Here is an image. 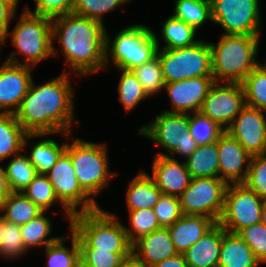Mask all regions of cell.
<instances>
[{"label":"cell","mask_w":266,"mask_h":267,"mask_svg":"<svg viewBox=\"0 0 266 267\" xmlns=\"http://www.w3.org/2000/svg\"><path fill=\"white\" fill-rule=\"evenodd\" d=\"M64 72L43 85L30 83L26 96L14 113L28 134H63L69 139L73 125V88Z\"/></svg>","instance_id":"1"},{"label":"cell","mask_w":266,"mask_h":267,"mask_svg":"<svg viewBox=\"0 0 266 267\" xmlns=\"http://www.w3.org/2000/svg\"><path fill=\"white\" fill-rule=\"evenodd\" d=\"M75 13L52 18V40L60 42L66 61L80 76L105 66L106 27Z\"/></svg>","instance_id":"2"},{"label":"cell","mask_w":266,"mask_h":267,"mask_svg":"<svg viewBox=\"0 0 266 267\" xmlns=\"http://www.w3.org/2000/svg\"><path fill=\"white\" fill-rule=\"evenodd\" d=\"M259 35H225L211 47L212 76L215 82L239 83L259 65Z\"/></svg>","instance_id":"3"},{"label":"cell","mask_w":266,"mask_h":267,"mask_svg":"<svg viewBox=\"0 0 266 267\" xmlns=\"http://www.w3.org/2000/svg\"><path fill=\"white\" fill-rule=\"evenodd\" d=\"M70 229L77 236L79 248H98L116 253H132V244L119 220L101 208L73 215Z\"/></svg>","instance_id":"4"},{"label":"cell","mask_w":266,"mask_h":267,"mask_svg":"<svg viewBox=\"0 0 266 267\" xmlns=\"http://www.w3.org/2000/svg\"><path fill=\"white\" fill-rule=\"evenodd\" d=\"M16 25L12 32L7 31L4 35V44L10 33L12 44L18 49L6 62L34 67L40 61L57 55L52 43V18L31 13L26 7ZM18 54H24L25 62H19Z\"/></svg>","instance_id":"5"},{"label":"cell","mask_w":266,"mask_h":267,"mask_svg":"<svg viewBox=\"0 0 266 267\" xmlns=\"http://www.w3.org/2000/svg\"><path fill=\"white\" fill-rule=\"evenodd\" d=\"M157 38L156 34L144 25L127 26L115 36L111 44L106 33L105 66L110 54L118 70H132L151 61L157 56L159 48V39ZM110 46L111 51H109Z\"/></svg>","instance_id":"6"},{"label":"cell","mask_w":266,"mask_h":267,"mask_svg":"<svg viewBox=\"0 0 266 267\" xmlns=\"http://www.w3.org/2000/svg\"><path fill=\"white\" fill-rule=\"evenodd\" d=\"M106 147L105 144L86 142L76 138L71 145L67 144L65 149L70 155L80 186L92 199L108 185L109 177L115 175L109 173Z\"/></svg>","instance_id":"7"},{"label":"cell","mask_w":266,"mask_h":267,"mask_svg":"<svg viewBox=\"0 0 266 267\" xmlns=\"http://www.w3.org/2000/svg\"><path fill=\"white\" fill-rule=\"evenodd\" d=\"M159 50L157 56L165 83L212 76L211 47L208 42L200 40L188 47Z\"/></svg>","instance_id":"8"},{"label":"cell","mask_w":266,"mask_h":267,"mask_svg":"<svg viewBox=\"0 0 266 267\" xmlns=\"http://www.w3.org/2000/svg\"><path fill=\"white\" fill-rule=\"evenodd\" d=\"M46 175L54 188L56 196L65 209L66 217L70 223L74 214L91 212L100 208L96 201L80 186L70 155L66 151L61 154ZM79 205H81V208L77 210Z\"/></svg>","instance_id":"9"},{"label":"cell","mask_w":266,"mask_h":267,"mask_svg":"<svg viewBox=\"0 0 266 267\" xmlns=\"http://www.w3.org/2000/svg\"><path fill=\"white\" fill-rule=\"evenodd\" d=\"M227 183L220 178H192L189 186L179 196L184 215H203L219 222L224 210Z\"/></svg>","instance_id":"10"},{"label":"cell","mask_w":266,"mask_h":267,"mask_svg":"<svg viewBox=\"0 0 266 267\" xmlns=\"http://www.w3.org/2000/svg\"><path fill=\"white\" fill-rule=\"evenodd\" d=\"M262 200L243 183L228 184L225 191L224 210L219 224L230 233L261 222Z\"/></svg>","instance_id":"11"},{"label":"cell","mask_w":266,"mask_h":267,"mask_svg":"<svg viewBox=\"0 0 266 267\" xmlns=\"http://www.w3.org/2000/svg\"><path fill=\"white\" fill-rule=\"evenodd\" d=\"M212 21L225 35H259V0H210Z\"/></svg>","instance_id":"12"},{"label":"cell","mask_w":266,"mask_h":267,"mask_svg":"<svg viewBox=\"0 0 266 267\" xmlns=\"http://www.w3.org/2000/svg\"><path fill=\"white\" fill-rule=\"evenodd\" d=\"M245 106L242 84L218 85L215 82L204 99L200 112L226 129Z\"/></svg>","instance_id":"13"},{"label":"cell","mask_w":266,"mask_h":267,"mask_svg":"<svg viewBox=\"0 0 266 267\" xmlns=\"http://www.w3.org/2000/svg\"><path fill=\"white\" fill-rule=\"evenodd\" d=\"M225 131L250 155L266 154V118L262 110L246 105Z\"/></svg>","instance_id":"14"},{"label":"cell","mask_w":266,"mask_h":267,"mask_svg":"<svg viewBox=\"0 0 266 267\" xmlns=\"http://www.w3.org/2000/svg\"><path fill=\"white\" fill-rule=\"evenodd\" d=\"M215 84L213 76H200L172 83H165L164 88L171 99L173 109L169 113L200 112L204 99Z\"/></svg>","instance_id":"15"},{"label":"cell","mask_w":266,"mask_h":267,"mask_svg":"<svg viewBox=\"0 0 266 267\" xmlns=\"http://www.w3.org/2000/svg\"><path fill=\"white\" fill-rule=\"evenodd\" d=\"M31 68L33 67L6 61L0 66V109L3 110L2 113L14 114L18 110L33 80Z\"/></svg>","instance_id":"16"},{"label":"cell","mask_w":266,"mask_h":267,"mask_svg":"<svg viewBox=\"0 0 266 267\" xmlns=\"http://www.w3.org/2000/svg\"><path fill=\"white\" fill-rule=\"evenodd\" d=\"M189 115L191 114L163 111L152 123L142 126L138 134L165 147L171 156L180 145L181 134L189 130Z\"/></svg>","instance_id":"17"},{"label":"cell","mask_w":266,"mask_h":267,"mask_svg":"<svg viewBox=\"0 0 266 267\" xmlns=\"http://www.w3.org/2000/svg\"><path fill=\"white\" fill-rule=\"evenodd\" d=\"M219 151V178L227 184L243 183L247 177L252 155L226 131L217 140ZM247 167L243 165L246 163Z\"/></svg>","instance_id":"18"},{"label":"cell","mask_w":266,"mask_h":267,"mask_svg":"<svg viewBox=\"0 0 266 267\" xmlns=\"http://www.w3.org/2000/svg\"><path fill=\"white\" fill-rule=\"evenodd\" d=\"M152 179L162 194L179 197L191 182L185 162L179 163L168 154L159 153L152 165Z\"/></svg>","instance_id":"19"},{"label":"cell","mask_w":266,"mask_h":267,"mask_svg":"<svg viewBox=\"0 0 266 267\" xmlns=\"http://www.w3.org/2000/svg\"><path fill=\"white\" fill-rule=\"evenodd\" d=\"M132 253L146 267H151L176 255L177 251L168 228L162 227L136 240L132 244Z\"/></svg>","instance_id":"20"},{"label":"cell","mask_w":266,"mask_h":267,"mask_svg":"<svg viewBox=\"0 0 266 267\" xmlns=\"http://www.w3.org/2000/svg\"><path fill=\"white\" fill-rule=\"evenodd\" d=\"M224 228L216 222L184 253L188 267H218Z\"/></svg>","instance_id":"21"},{"label":"cell","mask_w":266,"mask_h":267,"mask_svg":"<svg viewBox=\"0 0 266 267\" xmlns=\"http://www.w3.org/2000/svg\"><path fill=\"white\" fill-rule=\"evenodd\" d=\"M215 222L203 215H182L173 225L167 227L174 247L183 254L196 243Z\"/></svg>","instance_id":"22"},{"label":"cell","mask_w":266,"mask_h":267,"mask_svg":"<svg viewBox=\"0 0 266 267\" xmlns=\"http://www.w3.org/2000/svg\"><path fill=\"white\" fill-rule=\"evenodd\" d=\"M260 264L254 252L239 234L224 229L218 267H258Z\"/></svg>","instance_id":"23"},{"label":"cell","mask_w":266,"mask_h":267,"mask_svg":"<svg viewBox=\"0 0 266 267\" xmlns=\"http://www.w3.org/2000/svg\"><path fill=\"white\" fill-rule=\"evenodd\" d=\"M50 134H28L14 114L0 112V161L15 156L27 145V139Z\"/></svg>","instance_id":"24"},{"label":"cell","mask_w":266,"mask_h":267,"mask_svg":"<svg viewBox=\"0 0 266 267\" xmlns=\"http://www.w3.org/2000/svg\"><path fill=\"white\" fill-rule=\"evenodd\" d=\"M161 194L162 192L156 186L151 176L142 171L132 179L128 186L126 193L128 209H153L159 201Z\"/></svg>","instance_id":"25"},{"label":"cell","mask_w":266,"mask_h":267,"mask_svg":"<svg viewBox=\"0 0 266 267\" xmlns=\"http://www.w3.org/2000/svg\"><path fill=\"white\" fill-rule=\"evenodd\" d=\"M192 178H219V151L217 141L199 145L185 162Z\"/></svg>","instance_id":"26"},{"label":"cell","mask_w":266,"mask_h":267,"mask_svg":"<svg viewBox=\"0 0 266 267\" xmlns=\"http://www.w3.org/2000/svg\"><path fill=\"white\" fill-rule=\"evenodd\" d=\"M5 210V211H4ZM4 220L22 226L44 211L22 192H11L0 204Z\"/></svg>","instance_id":"27"},{"label":"cell","mask_w":266,"mask_h":267,"mask_svg":"<svg viewBox=\"0 0 266 267\" xmlns=\"http://www.w3.org/2000/svg\"><path fill=\"white\" fill-rule=\"evenodd\" d=\"M247 106L266 111V62L257 65L242 81Z\"/></svg>","instance_id":"28"},{"label":"cell","mask_w":266,"mask_h":267,"mask_svg":"<svg viewBox=\"0 0 266 267\" xmlns=\"http://www.w3.org/2000/svg\"><path fill=\"white\" fill-rule=\"evenodd\" d=\"M196 29L184 21L173 16L168 17L162 27V35L165 47L162 49H178L191 46L200 40H195Z\"/></svg>","instance_id":"29"},{"label":"cell","mask_w":266,"mask_h":267,"mask_svg":"<svg viewBox=\"0 0 266 267\" xmlns=\"http://www.w3.org/2000/svg\"><path fill=\"white\" fill-rule=\"evenodd\" d=\"M172 16L197 30L207 19L212 21L210 0H176Z\"/></svg>","instance_id":"30"},{"label":"cell","mask_w":266,"mask_h":267,"mask_svg":"<svg viewBox=\"0 0 266 267\" xmlns=\"http://www.w3.org/2000/svg\"><path fill=\"white\" fill-rule=\"evenodd\" d=\"M33 144L28 158L35 167L37 174H46L57 162L67 146V143L60 146L57 141L48 138Z\"/></svg>","instance_id":"31"},{"label":"cell","mask_w":266,"mask_h":267,"mask_svg":"<svg viewBox=\"0 0 266 267\" xmlns=\"http://www.w3.org/2000/svg\"><path fill=\"white\" fill-rule=\"evenodd\" d=\"M4 170L11 192H22L37 175L27 155H15Z\"/></svg>","instance_id":"32"},{"label":"cell","mask_w":266,"mask_h":267,"mask_svg":"<svg viewBox=\"0 0 266 267\" xmlns=\"http://www.w3.org/2000/svg\"><path fill=\"white\" fill-rule=\"evenodd\" d=\"M43 212L38 217L30 220L28 223L21 226V236L25 247L33 246H48L55 243L60 237L46 238L51 233V221L48 217L44 216Z\"/></svg>","instance_id":"33"},{"label":"cell","mask_w":266,"mask_h":267,"mask_svg":"<svg viewBox=\"0 0 266 267\" xmlns=\"http://www.w3.org/2000/svg\"><path fill=\"white\" fill-rule=\"evenodd\" d=\"M71 234V249L63 245L64 237H60L55 243L45 247L47 267H74L80 257V248L77 236L73 232Z\"/></svg>","instance_id":"34"},{"label":"cell","mask_w":266,"mask_h":267,"mask_svg":"<svg viewBox=\"0 0 266 267\" xmlns=\"http://www.w3.org/2000/svg\"><path fill=\"white\" fill-rule=\"evenodd\" d=\"M189 131L199 146L217 141L225 129L201 112H195L192 118L189 116Z\"/></svg>","instance_id":"35"},{"label":"cell","mask_w":266,"mask_h":267,"mask_svg":"<svg viewBox=\"0 0 266 267\" xmlns=\"http://www.w3.org/2000/svg\"><path fill=\"white\" fill-rule=\"evenodd\" d=\"M122 72L118 85L119 101L126 112L132 110L142 99L149 97L132 70L119 69Z\"/></svg>","instance_id":"36"},{"label":"cell","mask_w":266,"mask_h":267,"mask_svg":"<svg viewBox=\"0 0 266 267\" xmlns=\"http://www.w3.org/2000/svg\"><path fill=\"white\" fill-rule=\"evenodd\" d=\"M22 193L44 212L59 200L46 174H37Z\"/></svg>","instance_id":"37"},{"label":"cell","mask_w":266,"mask_h":267,"mask_svg":"<svg viewBox=\"0 0 266 267\" xmlns=\"http://www.w3.org/2000/svg\"><path fill=\"white\" fill-rule=\"evenodd\" d=\"M130 226H124L127 238L133 244L140 237L162 228L153 209L129 210Z\"/></svg>","instance_id":"38"},{"label":"cell","mask_w":266,"mask_h":267,"mask_svg":"<svg viewBox=\"0 0 266 267\" xmlns=\"http://www.w3.org/2000/svg\"><path fill=\"white\" fill-rule=\"evenodd\" d=\"M137 76L138 81L142 84L144 91L148 96L156 94L165 86L161 63L158 56L154 57L142 65L132 69Z\"/></svg>","instance_id":"39"},{"label":"cell","mask_w":266,"mask_h":267,"mask_svg":"<svg viewBox=\"0 0 266 267\" xmlns=\"http://www.w3.org/2000/svg\"><path fill=\"white\" fill-rule=\"evenodd\" d=\"M128 1L130 0H74L72 13L103 23L102 15L104 13L112 11Z\"/></svg>","instance_id":"40"},{"label":"cell","mask_w":266,"mask_h":267,"mask_svg":"<svg viewBox=\"0 0 266 267\" xmlns=\"http://www.w3.org/2000/svg\"><path fill=\"white\" fill-rule=\"evenodd\" d=\"M22 236L21 226L4 220V231L0 243V256L5 258H17L26 253Z\"/></svg>","instance_id":"41"},{"label":"cell","mask_w":266,"mask_h":267,"mask_svg":"<svg viewBox=\"0 0 266 267\" xmlns=\"http://www.w3.org/2000/svg\"><path fill=\"white\" fill-rule=\"evenodd\" d=\"M243 184L259 197L266 198V154L253 155Z\"/></svg>","instance_id":"42"},{"label":"cell","mask_w":266,"mask_h":267,"mask_svg":"<svg viewBox=\"0 0 266 267\" xmlns=\"http://www.w3.org/2000/svg\"><path fill=\"white\" fill-rule=\"evenodd\" d=\"M161 227L167 228L182 217L179 197L161 194L159 201L153 207Z\"/></svg>","instance_id":"43"},{"label":"cell","mask_w":266,"mask_h":267,"mask_svg":"<svg viewBox=\"0 0 266 267\" xmlns=\"http://www.w3.org/2000/svg\"><path fill=\"white\" fill-rule=\"evenodd\" d=\"M238 234L248 244L261 264L266 263V227L259 222L244 228Z\"/></svg>","instance_id":"44"},{"label":"cell","mask_w":266,"mask_h":267,"mask_svg":"<svg viewBox=\"0 0 266 267\" xmlns=\"http://www.w3.org/2000/svg\"><path fill=\"white\" fill-rule=\"evenodd\" d=\"M131 253H116L98 248H80V257L93 267H119Z\"/></svg>","instance_id":"45"},{"label":"cell","mask_w":266,"mask_h":267,"mask_svg":"<svg viewBox=\"0 0 266 267\" xmlns=\"http://www.w3.org/2000/svg\"><path fill=\"white\" fill-rule=\"evenodd\" d=\"M34 2H36V8L31 13L50 18L72 13L74 8V0H34Z\"/></svg>","instance_id":"46"},{"label":"cell","mask_w":266,"mask_h":267,"mask_svg":"<svg viewBox=\"0 0 266 267\" xmlns=\"http://www.w3.org/2000/svg\"><path fill=\"white\" fill-rule=\"evenodd\" d=\"M16 8L5 0H0V33L5 35L10 20L14 17Z\"/></svg>","instance_id":"47"},{"label":"cell","mask_w":266,"mask_h":267,"mask_svg":"<svg viewBox=\"0 0 266 267\" xmlns=\"http://www.w3.org/2000/svg\"><path fill=\"white\" fill-rule=\"evenodd\" d=\"M181 140L179 147L171 154H180L186 156L188 158L192 152L197 148L196 141L191 137L190 131H186L185 133L181 134Z\"/></svg>","instance_id":"48"},{"label":"cell","mask_w":266,"mask_h":267,"mask_svg":"<svg viewBox=\"0 0 266 267\" xmlns=\"http://www.w3.org/2000/svg\"><path fill=\"white\" fill-rule=\"evenodd\" d=\"M151 267H188V264L184 255L177 253L176 255L169 257L162 262L156 263Z\"/></svg>","instance_id":"49"},{"label":"cell","mask_w":266,"mask_h":267,"mask_svg":"<svg viewBox=\"0 0 266 267\" xmlns=\"http://www.w3.org/2000/svg\"><path fill=\"white\" fill-rule=\"evenodd\" d=\"M10 193L5 170L0 166V204Z\"/></svg>","instance_id":"50"},{"label":"cell","mask_w":266,"mask_h":267,"mask_svg":"<svg viewBox=\"0 0 266 267\" xmlns=\"http://www.w3.org/2000/svg\"><path fill=\"white\" fill-rule=\"evenodd\" d=\"M119 267H146L133 253L124 258Z\"/></svg>","instance_id":"51"},{"label":"cell","mask_w":266,"mask_h":267,"mask_svg":"<svg viewBox=\"0 0 266 267\" xmlns=\"http://www.w3.org/2000/svg\"><path fill=\"white\" fill-rule=\"evenodd\" d=\"M261 223L266 227V198L262 200Z\"/></svg>","instance_id":"52"},{"label":"cell","mask_w":266,"mask_h":267,"mask_svg":"<svg viewBox=\"0 0 266 267\" xmlns=\"http://www.w3.org/2000/svg\"><path fill=\"white\" fill-rule=\"evenodd\" d=\"M74 267H93L92 265L88 264L84 261L81 257H79L74 265Z\"/></svg>","instance_id":"53"},{"label":"cell","mask_w":266,"mask_h":267,"mask_svg":"<svg viewBox=\"0 0 266 267\" xmlns=\"http://www.w3.org/2000/svg\"><path fill=\"white\" fill-rule=\"evenodd\" d=\"M1 212V211H0ZM4 231V217L0 215V243Z\"/></svg>","instance_id":"54"},{"label":"cell","mask_w":266,"mask_h":267,"mask_svg":"<svg viewBox=\"0 0 266 267\" xmlns=\"http://www.w3.org/2000/svg\"><path fill=\"white\" fill-rule=\"evenodd\" d=\"M5 1H7L11 5H13L15 8H17V4L19 0H5Z\"/></svg>","instance_id":"55"},{"label":"cell","mask_w":266,"mask_h":267,"mask_svg":"<svg viewBox=\"0 0 266 267\" xmlns=\"http://www.w3.org/2000/svg\"><path fill=\"white\" fill-rule=\"evenodd\" d=\"M3 44H4V35L0 33V50H1V45Z\"/></svg>","instance_id":"56"}]
</instances>
